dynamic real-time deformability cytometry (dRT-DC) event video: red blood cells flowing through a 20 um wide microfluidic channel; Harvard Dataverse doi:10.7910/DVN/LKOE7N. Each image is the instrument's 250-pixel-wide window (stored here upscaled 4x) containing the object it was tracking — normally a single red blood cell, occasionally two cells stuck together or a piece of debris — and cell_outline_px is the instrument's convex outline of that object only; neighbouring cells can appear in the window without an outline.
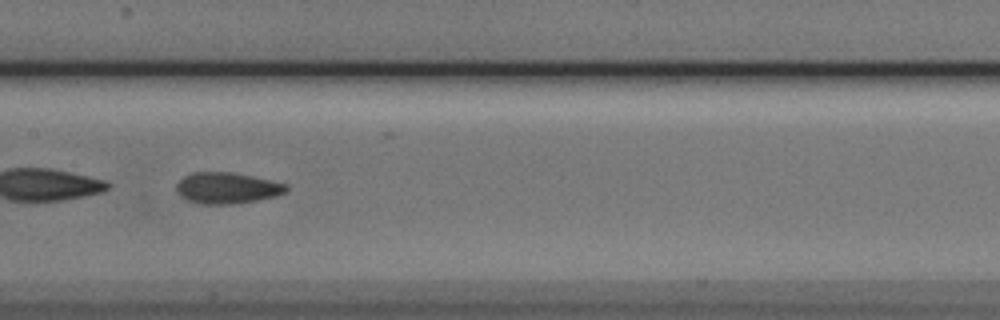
{"species": "Egyptian fruit bat (a non-hibernating species)", "species_latin": "Rousettus aegyptiacus", "temperature_condition": "cold", "stored_images_in_passage": 37, "camera_frame_rate_fps": 3000, "um_per_image_px": 0.085, "animal": {"sex": "male"}, "frame": {"image": 1, "passage_image": 11, "time_ms": 3.333, "image_size_px": [1000, 320], "cell_outline_px": [[288, 188], [284, 192], [276, 196], [256, 200], [232, 204], [200, 204], [188, 200], [180, 196], [176, 192], [176, 184], [184, 176], [192, 172], [232, 172], [252, 176], [288, 184]], "centroid_in_image_um": [19.27, 15.98], "position_along_channel_um": 188.1, "area_um2": 19.94}, "authors_computed_cell_mechanics": {"area_um2": 19.7676, "velocity_mm_per_s": 3.789, "shape_relaxation_time_tau1_ms": 4.5362, "shape_relaxation_time_tau2_ms": 2.579, "deformation_change_tau1": 0.1167, "deformation_change_tau2": 0.0706}}